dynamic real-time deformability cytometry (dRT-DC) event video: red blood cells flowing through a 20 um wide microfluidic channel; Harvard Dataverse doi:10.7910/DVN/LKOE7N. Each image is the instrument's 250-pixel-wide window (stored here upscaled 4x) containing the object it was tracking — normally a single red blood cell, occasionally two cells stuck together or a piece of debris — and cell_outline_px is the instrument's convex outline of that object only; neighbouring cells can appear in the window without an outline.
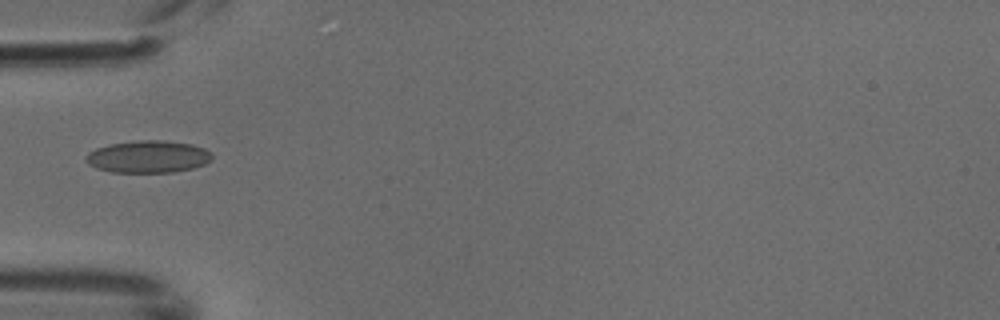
{"species": "common noctule bat (a hibernating species)", "species_latin": "Nyctalus noctula", "temperature_condition": "cold", "stored_images_in_passage": 2, "camera_frame_rate_fps": 3000, "um_per_image_px": 0.085, "animal": {"sex": "male", "body_mass_g": 18.8}, "frame": {"image": 1, "passage_image": 1, "time_ms": 0.0, "image_size_px": [1000, 320], "cell_outline_px": [[212, 156], [204, 164], [192, 168], [172, 172], [112, 172], [96, 168], [88, 164], [84, 160], [88, 152], [96, 148], [112, 144], [140, 140], [164, 140], [192, 144], [204, 148], [212, 152]], "centroid_in_image_um": [12.57, 13.31], "position_along_channel_um": 72.4, "area_um2": 23.58}}
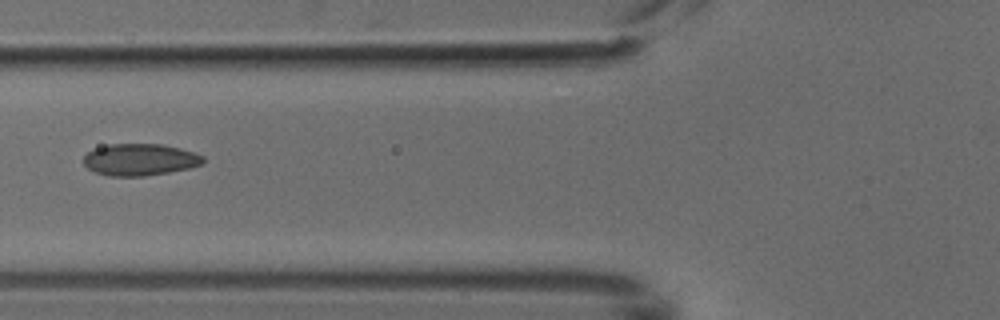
{"frame": {"image": 2, "passage_image": 2, "time_ms": 0.333, "image_size_px": [1000, 320], "cell_outline_px": [[204, 164], [188, 168], [168, 172], [144, 176], [108, 176], [96, 172], [88, 168], [84, 164], [84, 156], [88, 152], [96, 148], [108, 144], [164, 144], [180, 148], [204, 156]], "centroid_in_image_um": [11.9, 13.56], "position_along_channel_um": 113.9, "area_um2": 22.14}}